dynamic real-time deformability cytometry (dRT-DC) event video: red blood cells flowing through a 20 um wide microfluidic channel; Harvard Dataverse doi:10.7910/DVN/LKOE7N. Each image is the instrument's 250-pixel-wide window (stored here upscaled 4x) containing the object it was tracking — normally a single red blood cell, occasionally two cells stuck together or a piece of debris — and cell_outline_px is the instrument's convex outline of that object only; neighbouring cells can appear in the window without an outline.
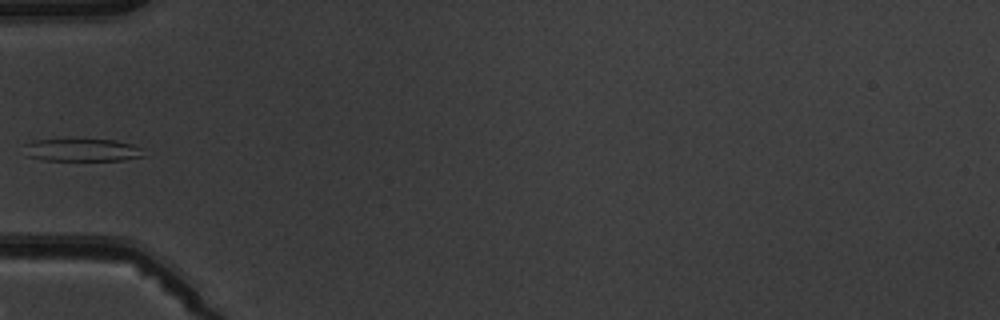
{"species": "common noctule bat (a hibernating species)", "species_latin": "Nyctalus noctula", "temperature_condition": "warm", "stored_images_in_passage": 5, "camera_frame_rate_fps": 3000, "um_per_image_px": 0.085, "animal": {"sex": "male", "body_mass_g": 19.5, "forearm_length_mm": 54.6}, "frame": {"image": 1, "passage_image": 5, "time_ms": 4.667, "image_size_px": [1000, 320], "cell_outline_px": [[144, 156], [124, 160], [44, 160], [28, 156], [24, 144], [32, 140], [116, 140], [132, 144], [140, 148]], "centroid_in_image_um": [6.98, 12.76], "position_along_channel_um": 78.0, "area_um2": 15.49}}